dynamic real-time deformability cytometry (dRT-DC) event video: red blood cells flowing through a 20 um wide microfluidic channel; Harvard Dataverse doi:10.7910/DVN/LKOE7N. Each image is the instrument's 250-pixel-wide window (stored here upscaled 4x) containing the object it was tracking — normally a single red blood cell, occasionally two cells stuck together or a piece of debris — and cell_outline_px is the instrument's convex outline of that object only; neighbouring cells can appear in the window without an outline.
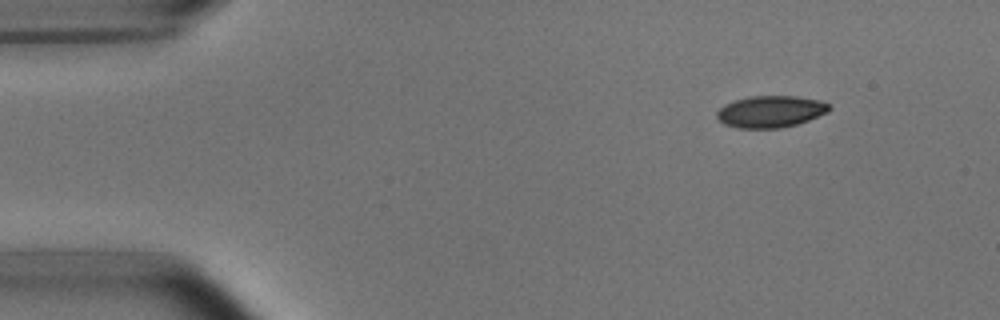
{"species": "common noctule bat (a hibernating species)", "species_latin": "Nyctalus noctula", "temperature_condition": "room temperature", "stored_images_in_passage": 4, "camera_frame_rate_fps": 3000, "um_per_image_px": 0.085, "animal": {"sex": "male", "body_mass_g": 15.6}, "frame": {"image": 1, "passage_image": 1, "time_ms": 0.0, "image_size_px": [1000, 320], "cell_outline_px": [[832, 108], [828, 112], [808, 120], [796, 124], [780, 128], [736, 128], [724, 124], [716, 116], [716, 112], [724, 104], [736, 100], [752, 96], [796, 96], [820, 100], [828, 104]], "centroid_in_image_um": [65.5, 9.48], "position_along_channel_um": 19.5, "area_um2": 20.75}}